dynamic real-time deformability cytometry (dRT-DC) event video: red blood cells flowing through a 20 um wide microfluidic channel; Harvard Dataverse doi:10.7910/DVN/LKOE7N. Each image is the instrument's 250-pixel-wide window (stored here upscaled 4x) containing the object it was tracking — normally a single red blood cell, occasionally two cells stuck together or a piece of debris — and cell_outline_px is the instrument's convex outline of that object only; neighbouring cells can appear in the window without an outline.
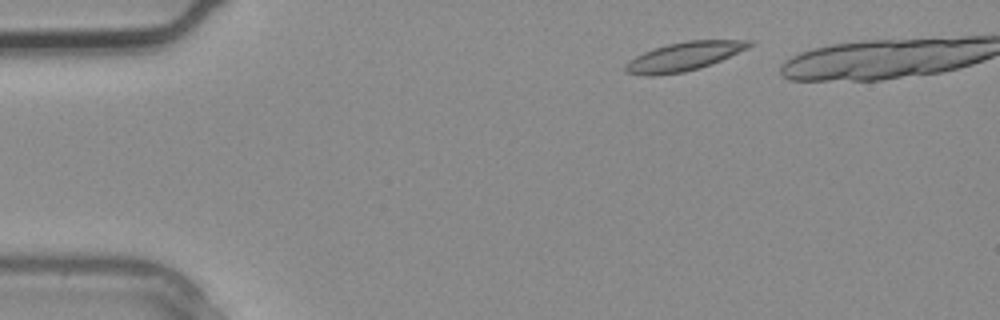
{"species": "common noctule bat (a hibernating species)", "species_latin": "Nyctalus noctula", "temperature_condition": "warm", "stored_images_in_passage": 3, "camera_frame_rate_fps": 3000, "um_per_image_px": 0.085, "animal": {"sex": "male", "body_mass_g": 20.4}, "frame": {"image": 1, "passage_image": 1, "time_ms": 0.0, "image_size_px": [1000, 320], "cell_outline_px": [[752, 44], [748, 48], [712, 64], [700, 68], [684, 72], [652, 76], [644, 76], [624, 72], [624, 64], [628, 60], [644, 52], [668, 44], [688, 40], [752, 40]], "centroid_in_image_um": [58.1, 4.81], "position_along_channel_um": 26.9, "area_um2": 20.75}}